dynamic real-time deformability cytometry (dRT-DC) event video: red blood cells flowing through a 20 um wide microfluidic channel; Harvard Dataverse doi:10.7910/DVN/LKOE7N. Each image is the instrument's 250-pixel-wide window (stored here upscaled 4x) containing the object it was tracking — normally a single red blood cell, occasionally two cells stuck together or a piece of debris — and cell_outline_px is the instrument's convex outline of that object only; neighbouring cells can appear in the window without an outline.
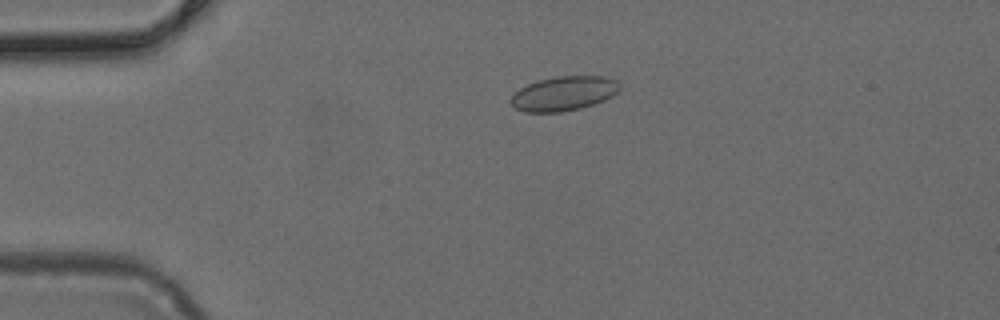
{"species": "common noctule bat (a hibernating species)", "species_latin": "Nyctalus noctula", "temperature_condition": "cold", "stored_images_in_passage": 41, "camera_frame_rate_fps": 3000, "um_per_image_px": 0.085, "animal": {"sex": "female", "body_mass_g": 24.6, "forearm_length_mm": 56.2}, "frame": {"image": 1, "passage_image": 8, "time_ms": 2.333, "image_size_px": [1000, 320], "cell_outline_px": [[620, 88], [612, 96], [604, 100], [580, 108], [560, 112], [524, 112], [512, 108], [508, 100], [520, 88], [528, 84], [540, 80], [556, 76], [604, 76], [616, 80], [620, 84]], "centroid_in_image_um": [47.88, 7.95], "position_along_channel_um": 37.1, "area_um2": 21.85}}
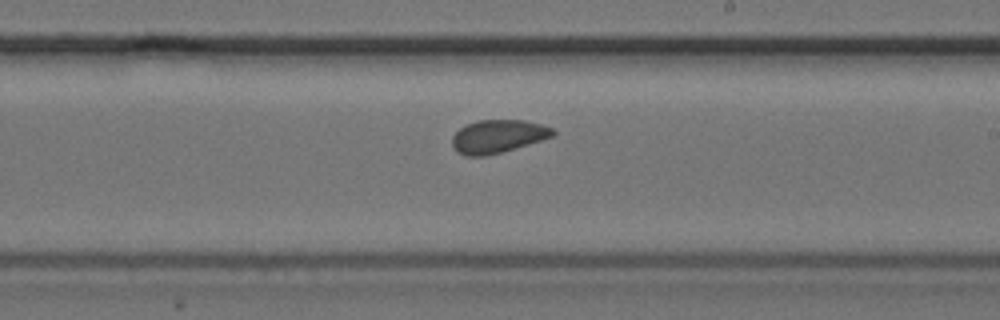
{"frame": {"image": 2, "passage_image": 26, "time_ms": 8.333, "image_size_px": [1000, 320], "cell_outline_px": [[556, 132], [552, 136], [540, 140], [500, 152], [484, 156], [468, 156], [456, 152], [452, 144], [452, 136], [464, 124], [476, 120], [524, 120], [540, 124], [552, 128]], "centroid_in_image_um": [42.26, 11.57], "position_along_channel_um": 246.7, "area_um2": 19.25}}
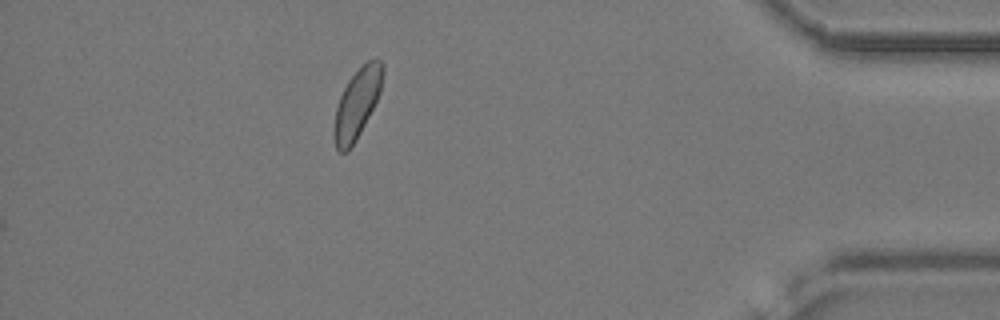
{"frame": {"image": 3, "passage_image": 41, "time_ms": 13.333, "image_size_px": [1000, 320], "cell_outline_px": [[384, 68], [380, 92], [356, 140], [348, 152], [340, 152], [336, 148], [332, 132], [336, 108], [340, 96], [348, 80], [368, 60], [376, 56], [384, 64]], "centroid_in_image_um": [30.33, 8.8], "position_along_channel_um": 404.9, "area_um2": 19.59}}